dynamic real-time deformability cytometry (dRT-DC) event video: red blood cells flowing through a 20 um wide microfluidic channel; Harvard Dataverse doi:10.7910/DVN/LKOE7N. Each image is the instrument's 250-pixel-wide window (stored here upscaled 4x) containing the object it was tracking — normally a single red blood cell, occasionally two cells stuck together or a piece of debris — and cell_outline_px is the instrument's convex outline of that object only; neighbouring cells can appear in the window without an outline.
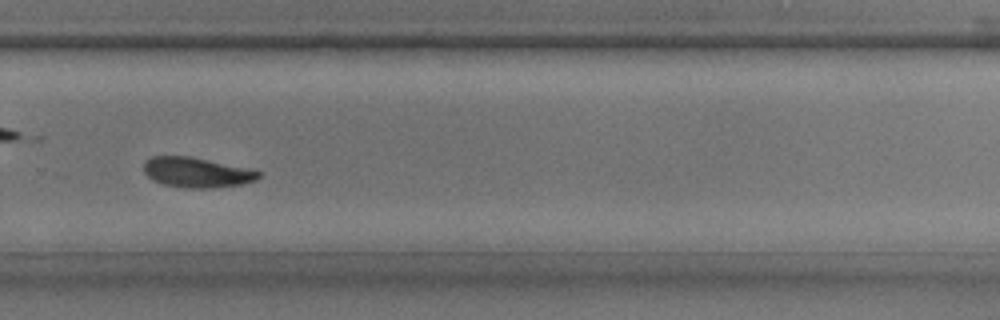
{"species": "common noctule bat (a hibernating species)", "species_latin": "Nyctalus noctula", "temperature_condition": "room temperature", "stored_images_in_passage": 38, "camera_frame_rate_fps": 3000, "um_per_image_px": 0.085, "animal": {"sex": "male", "body_mass_g": 17.9, "forearm_length_mm": 54.2}, "frame": {"image": 1, "passage_image": 27, "time_ms": 8.667, "image_size_px": [1000, 320], "cell_outline_px": [[260, 176], [256, 180], [244, 184], [212, 188], [188, 188], [164, 184], [152, 180], [144, 172], [144, 160], [152, 156], [188, 156], [248, 168], [260, 172]], "centroid_in_image_um": [16.71, 14.66], "position_along_channel_um": 313.1, "area_um2": 20.06}}
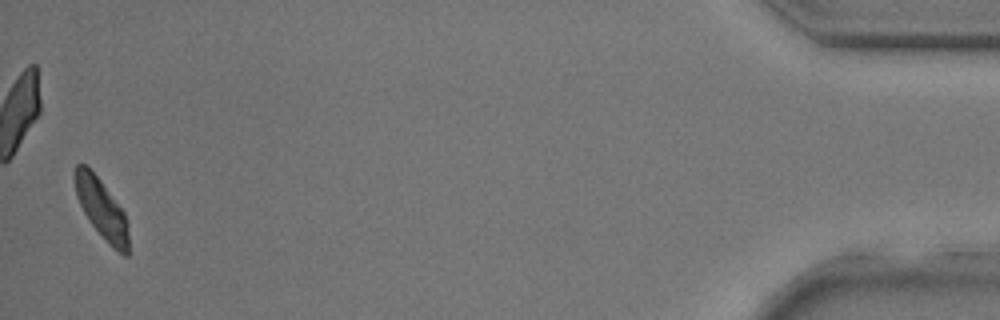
{"frame": {"image": 2, "passage_image": 38, "time_ms": 12.333, "image_size_px": [1000, 320], "cell_outline_px": [[128, 256], [124, 256], [116, 252], [108, 244], [88, 220], [76, 196], [72, 176], [72, 172], [76, 164], [84, 164], [100, 180], [124, 212], [128, 220]], "centroid_in_image_um": [8.62, 17.77], "position_along_channel_um": 426.6, "area_um2": 18.9}}